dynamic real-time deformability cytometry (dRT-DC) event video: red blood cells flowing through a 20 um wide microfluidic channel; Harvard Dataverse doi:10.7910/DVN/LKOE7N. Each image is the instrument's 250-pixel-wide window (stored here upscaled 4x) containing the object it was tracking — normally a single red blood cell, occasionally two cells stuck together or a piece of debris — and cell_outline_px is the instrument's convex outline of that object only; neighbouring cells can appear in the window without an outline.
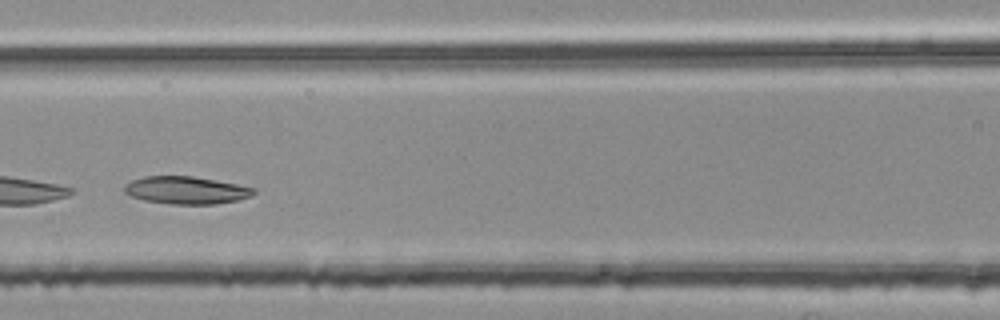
{"species": "common noctule bat (a hibernating species)", "species_latin": "Nyctalus noctula", "temperature_condition": "room temperature", "stored_images_in_passage": 22, "camera_frame_rate_fps": 3000, "um_per_image_px": 0.085, "animal": {"sex": "female", "body_mass_g": 25.1}, "frame": {"image": 1, "passage_image": 7, "time_ms": 2.0, "image_size_px": [1000, 320], "cell_outline_px": [[256, 192], [252, 196], [240, 200], [216, 204], [168, 204], [144, 200], [128, 196], [124, 192], [124, 184], [132, 180], [144, 176], [192, 176], [236, 184], [252, 188]], "centroid_in_image_um": [15.78, 16.18], "position_along_channel_um": 150.8, "area_um2": 20.87}}